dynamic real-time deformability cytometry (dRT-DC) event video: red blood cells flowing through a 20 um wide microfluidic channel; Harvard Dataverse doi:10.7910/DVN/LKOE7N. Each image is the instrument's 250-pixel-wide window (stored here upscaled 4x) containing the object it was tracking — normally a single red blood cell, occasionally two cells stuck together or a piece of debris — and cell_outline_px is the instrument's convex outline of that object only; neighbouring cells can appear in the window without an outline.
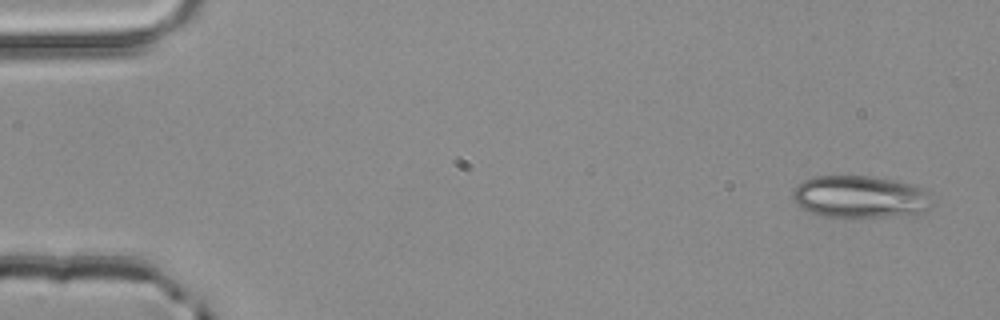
{"species": "common noctule bat (a hibernating species)", "species_latin": "Nyctalus noctula", "temperature_condition": "room temperature", "stored_images_in_passage": 3, "camera_frame_rate_fps": 3000, "um_per_image_px": 0.085, "animal": {"sex": "male", "body_mass_g": 20.4}, "frame": {"image": 1, "passage_image": 1, "time_ms": 0.0, "image_size_px": [1000, 320], "cell_outline_px": [[936, 204], [920, 212], [884, 216], [824, 216], [800, 208], [792, 200], [792, 192], [804, 180], [812, 176], [868, 176], [896, 180], [916, 184], [924, 188]], "centroid_in_image_um": [73.12, 16.7], "position_along_channel_um": 11.9, "area_um2": 34.22}}